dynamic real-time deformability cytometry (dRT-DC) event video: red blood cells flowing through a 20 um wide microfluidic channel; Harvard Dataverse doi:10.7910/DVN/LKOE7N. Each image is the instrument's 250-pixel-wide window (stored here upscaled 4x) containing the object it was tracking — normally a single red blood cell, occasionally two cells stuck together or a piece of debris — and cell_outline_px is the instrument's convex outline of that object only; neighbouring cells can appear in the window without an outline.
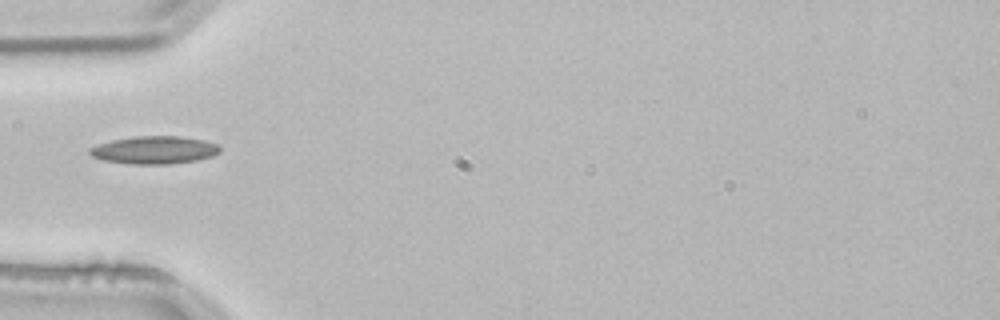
{"species": "common noctule bat (a hibernating species)", "species_latin": "Nyctalus noctula", "temperature_condition": "room temperature", "stored_images_in_passage": 30, "camera_frame_rate_fps": 3000, "um_per_image_px": 0.085, "animal": {"sex": "male", "body_mass_g": 21.5, "forearm_length_mm": 52.0}, "frame": {"image": 1, "passage_image": 1, "time_ms": 0.0, "image_size_px": [1000, 320], "cell_outline_px": [[220, 152], [212, 156], [196, 160], [172, 164], [128, 164], [104, 160], [92, 156], [88, 152], [88, 148], [112, 140], [132, 136], [180, 136], [204, 140], [216, 144], [220, 148]], "centroid_in_image_um": [13.11, 12.75], "position_along_channel_um": 71.9, "area_um2": 21.1}}
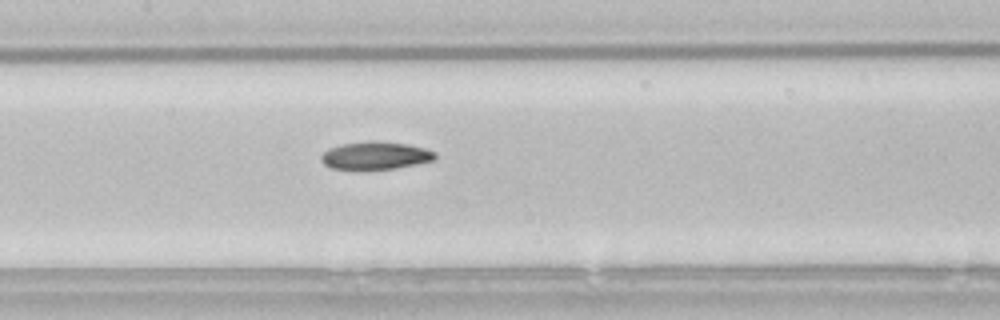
{"frame": {"image": 2, "passage_image": 9, "time_ms": 2.667, "image_size_px": [1000, 320], "cell_outline_px": [[436, 160], [396, 168], [356, 172], [332, 168], [324, 164], [320, 160], [320, 156], [328, 148], [340, 144], [368, 140], [376, 140], [408, 144], [424, 148], [436, 152]], "centroid_in_image_um": [31.87, 13.24], "position_along_channel_um": 175.5, "area_um2": 19.31}}
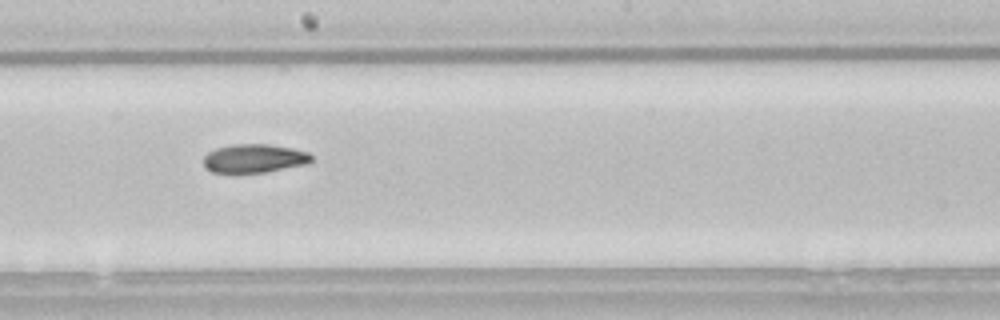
{"frame": {"image": 3, "passage_image": 13, "time_ms": 4.0, "image_size_px": [1000, 320], "cell_outline_px": [[312, 160], [308, 164], [268, 172], [232, 176], [212, 172], [204, 168], [204, 156], [208, 152], [216, 148], [232, 144], [268, 144], [292, 148], [308, 152], [312, 156]], "centroid_in_image_um": [21.56, 13.52], "position_along_channel_um": 226.6, "area_um2": 18.9}, "authors_computed_cell_mechanics": {"area_um2": 18.2359, "velocity_mm_per_s": 3.8406, "shape_relaxation_time_tau1_ms": 6.6414, "shape_relaxation_time_tau2_ms": 8.9629, "deformation_change_tau1": 0.1692, "deformation_change_tau2": 0.1737}}